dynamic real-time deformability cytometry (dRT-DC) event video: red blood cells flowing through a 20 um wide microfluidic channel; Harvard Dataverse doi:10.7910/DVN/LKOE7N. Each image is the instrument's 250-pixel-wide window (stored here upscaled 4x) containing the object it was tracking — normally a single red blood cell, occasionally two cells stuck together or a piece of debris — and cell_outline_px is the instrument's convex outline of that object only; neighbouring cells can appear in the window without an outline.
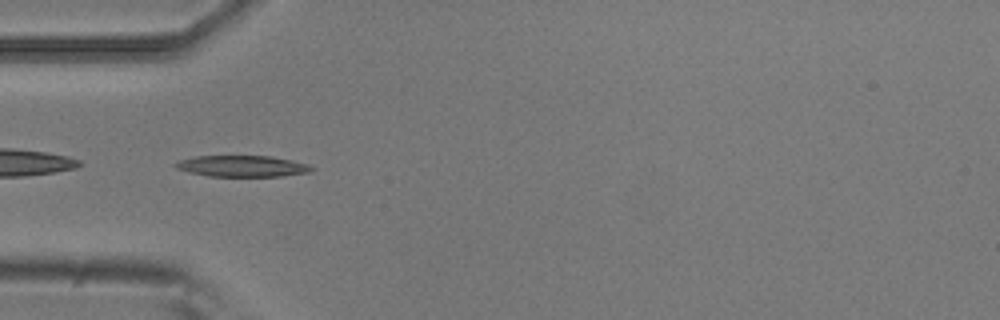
{"species": "common noctule bat (a hibernating species)", "species_latin": "Nyctalus noctula", "temperature_condition": "room temperature", "stored_images_in_passage": 8, "camera_frame_rate_fps": 3000, "um_per_image_px": 0.085, "animal": {"sex": "male", "body_mass_g": 20.5, "forearm_length_mm": 52.5}, "frame": {"image": 1, "passage_image": 5, "time_ms": 1.333, "image_size_px": [1000, 320], "cell_outline_px": [[316, 168], [308, 172], [280, 176], [208, 176], [188, 172], [176, 168], [172, 164], [176, 160], [196, 156], [272, 156], [292, 160], [308, 164]], "centroid_in_image_um": [20.54, 14.11], "position_along_channel_um": 64.5, "area_um2": 16.94}}
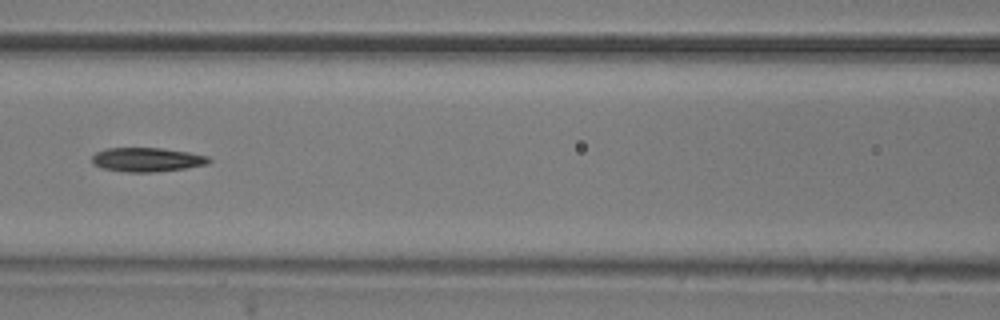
{"frame": {"image": 2, "passage_image": 7, "time_ms": 2.0, "image_size_px": [1000, 320], "cell_outline_px": [[212, 160], [208, 164], [184, 168], [152, 172], [128, 172], [104, 168], [92, 164], [92, 156], [96, 152], [108, 148], [160, 148], [188, 152], [208, 156]], "centroid_in_image_um": [12.5, 13.56], "position_along_channel_um": 154.1, "area_um2": 16.24}}
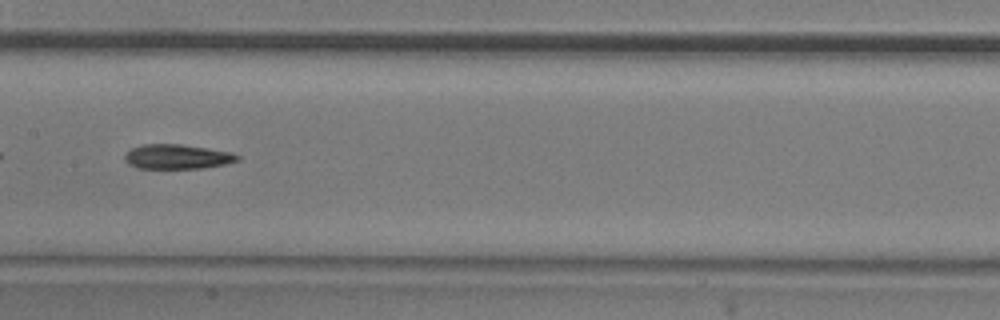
{"frame": {"image": 3, "passage_image": 8, "time_ms": 2.333, "image_size_px": [1000, 320], "cell_outline_px": [[240, 160], [224, 164], [200, 168], [136, 168], [128, 164], [124, 160], [124, 156], [132, 148], [144, 144], [180, 144], [232, 152], [240, 156]], "centroid_in_image_um": [15.05, 13.32], "position_along_channel_um": 192.3, "area_um2": 16.07}}